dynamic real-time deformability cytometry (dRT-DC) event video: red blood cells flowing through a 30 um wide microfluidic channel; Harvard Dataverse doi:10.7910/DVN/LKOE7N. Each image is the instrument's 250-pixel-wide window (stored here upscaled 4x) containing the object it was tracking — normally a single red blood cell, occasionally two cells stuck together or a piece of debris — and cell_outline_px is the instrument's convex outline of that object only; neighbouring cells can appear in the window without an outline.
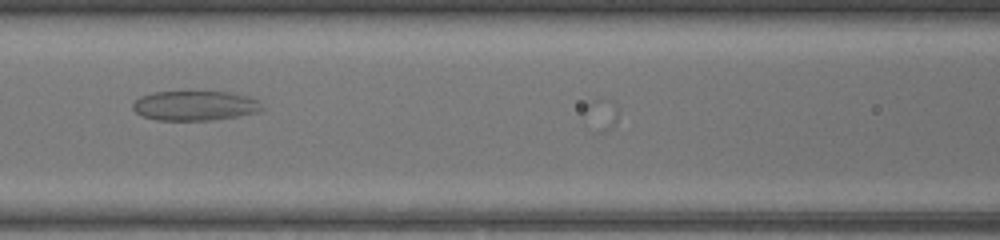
{"species": "common noctule bat (a hibernating species)", "species_latin": "Nyctalus noctula", "temperature_condition": "warm", "stored_images_in_passage": 27, "camera_frame_rate_fps": 3000, "um_per_image_px": 0.085, "animal": {"sex": "female", "body_mass_g": 17.0, "forearm_length_mm": 48.0}, "frame": {"image": 1, "passage_image": 7, "time_ms": 2.0, "image_size_px": [1000, 240], "cell_outline_px": [[264, 108], [260, 112], [212, 120], [156, 120], [140, 116], [132, 108], [132, 104], [140, 96], [152, 92], [228, 92], [248, 96], [260, 100]], "centroid_in_image_um": [16.58, 8.98], "position_along_channel_um": 150.0, "area_um2": 22.54}}
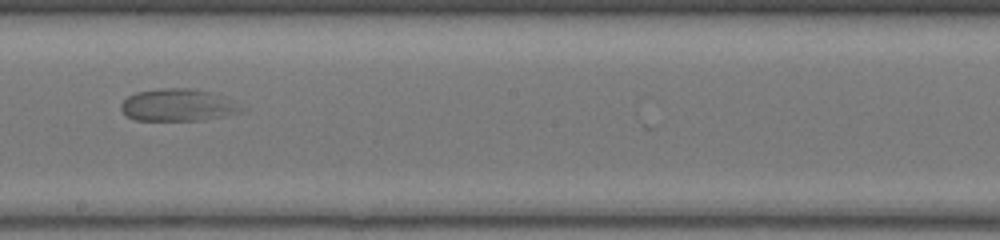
{"frame": {"image": 2, "passage_image": 13, "time_ms": 4.0, "image_size_px": [1000, 240], "cell_outline_px": [[248, 108], [240, 112], [224, 116], [200, 120], [136, 120], [128, 116], [120, 108], [120, 104], [128, 96], [136, 92], [164, 88], [196, 88], [212, 92], [224, 96]], "centroid_in_image_um": [15.18, 8.92], "position_along_channel_um": 233.0, "area_um2": 22.77}}
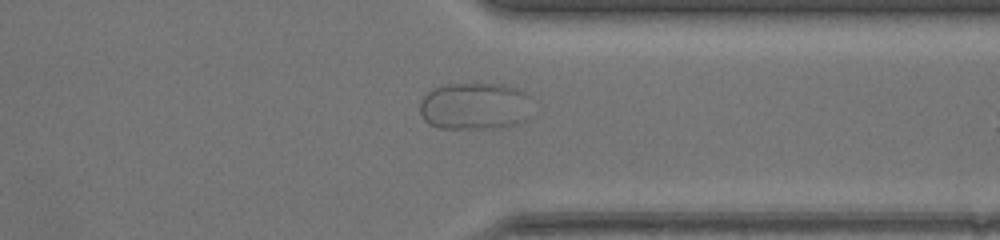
{"frame": {"image": 3, "passage_image": 23, "time_ms": 7.333, "image_size_px": [1000, 240], "cell_outline_px": [[528, 96], [524, 120], [516, 124], [504, 128], [436, 128], [428, 124], [420, 116], [420, 100], [432, 88], [440, 84], [500, 84], [516, 88], [524, 92]], "centroid_in_image_um": [40.24, 9.03], "position_along_channel_um": 371.2, "area_um2": 30.81}}